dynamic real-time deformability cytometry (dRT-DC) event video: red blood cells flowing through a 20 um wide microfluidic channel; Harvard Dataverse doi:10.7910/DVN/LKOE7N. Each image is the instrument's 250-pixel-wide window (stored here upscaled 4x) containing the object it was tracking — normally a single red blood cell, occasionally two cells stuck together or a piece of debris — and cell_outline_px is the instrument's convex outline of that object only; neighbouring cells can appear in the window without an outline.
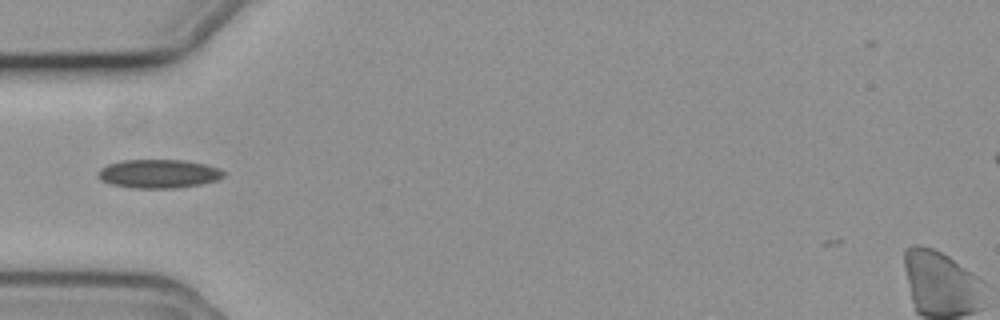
{"species": "common noctule bat (a hibernating species)", "species_latin": "Nyctalus noctula", "temperature_condition": "cold", "stored_images_in_passage": 37, "camera_frame_rate_fps": 3000, "um_per_image_px": 0.085, "animal": {"sex": "female", "body_mass_g": 19.3, "forearm_length_mm": 54.1}, "frame": {"image": 1, "passage_image": 3, "time_ms": 0.667, "image_size_px": [1000, 320], "cell_outline_px": [[224, 176], [216, 180], [200, 184], [176, 188], [132, 188], [112, 184], [100, 180], [96, 176], [96, 172], [100, 168], [108, 164], [124, 160], [184, 160], [204, 164], [220, 168], [224, 172]], "centroid_in_image_um": [13.44, 14.77], "position_along_channel_um": 71.6, "area_um2": 21.04}}
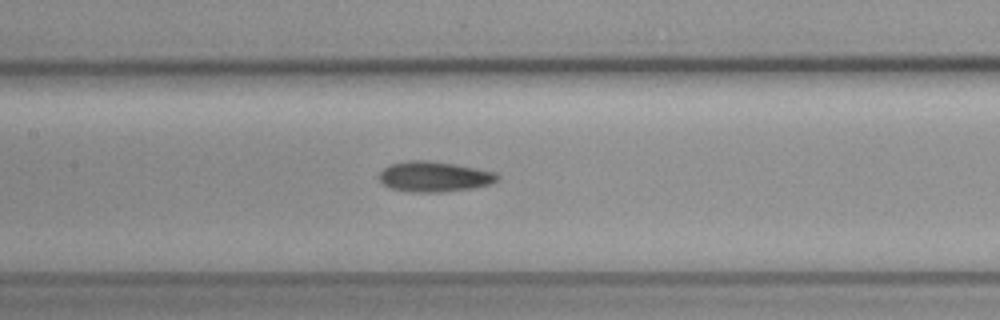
{"frame": {"image": 2, "passage_image": 11, "time_ms": 3.333, "image_size_px": [1000, 320], "cell_outline_px": [[500, 176], [492, 184], [472, 188], [440, 192], [412, 192], [388, 188], [380, 180], [380, 172], [388, 164], [408, 160], [428, 160], [452, 164], [496, 172]], "centroid_in_image_um": [36.89, 15.01], "position_along_channel_um": 170.5, "area_um2": 20.87}}
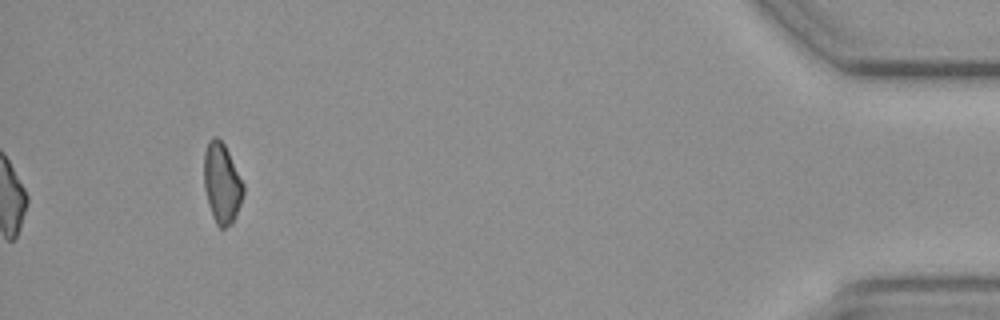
{"frame": {"image": 3, "passage_image": 37, "time_ms": 12.0, "image_size_px": [1000, 320], "cell_outline_px": [[244, 196], [236, 216], [232, 224], [224, 228], [220, 228], [216, 224], [212, 216], [208, 204], [204, 188], [204, 152], [208, 140], [212, 136], [216, 136], [224, 144], [244, 184]], "centroid_in_image_um": [18.86, 15.59], "position_along_channel_um": 416.3, "area_um2": 18.61}}